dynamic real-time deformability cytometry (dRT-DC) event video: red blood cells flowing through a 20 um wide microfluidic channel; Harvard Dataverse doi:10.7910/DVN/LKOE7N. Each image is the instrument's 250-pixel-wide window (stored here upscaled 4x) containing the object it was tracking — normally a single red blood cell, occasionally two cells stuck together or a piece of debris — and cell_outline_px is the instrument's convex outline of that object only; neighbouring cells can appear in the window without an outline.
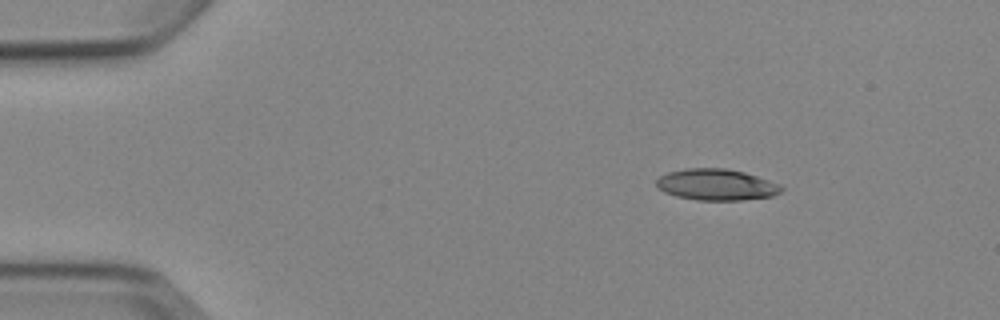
{"species": "Egyptian fruit bat (a non-hibernating species)", "species_latin": "Rousettus aegyptiacus", "temperature_condition": "cold", "stored_images_in_passage": 3, "camera_frame_rate_fps": 3000, "um_per_image_px": 0.085, "animal": {"sex": "female"}, "frame": {"image": 1, "passage_image": 1, "time_ms": 0.0, "image_size_px": [1000, 320], "cell_outline_px": [[784, 188], [780, 192], [772, 196], [740, 200], [696, 200], [676, 196], [664, 192], [656, 188], [656, 180], [660, 176], [668, 172], [684, 168], [724, 168], [744, 172], [780, 184]], "centroid_in_image_um": [60.86, 15.69], "position_along_channel_um": 24.1, "area_um2": 22.83}}